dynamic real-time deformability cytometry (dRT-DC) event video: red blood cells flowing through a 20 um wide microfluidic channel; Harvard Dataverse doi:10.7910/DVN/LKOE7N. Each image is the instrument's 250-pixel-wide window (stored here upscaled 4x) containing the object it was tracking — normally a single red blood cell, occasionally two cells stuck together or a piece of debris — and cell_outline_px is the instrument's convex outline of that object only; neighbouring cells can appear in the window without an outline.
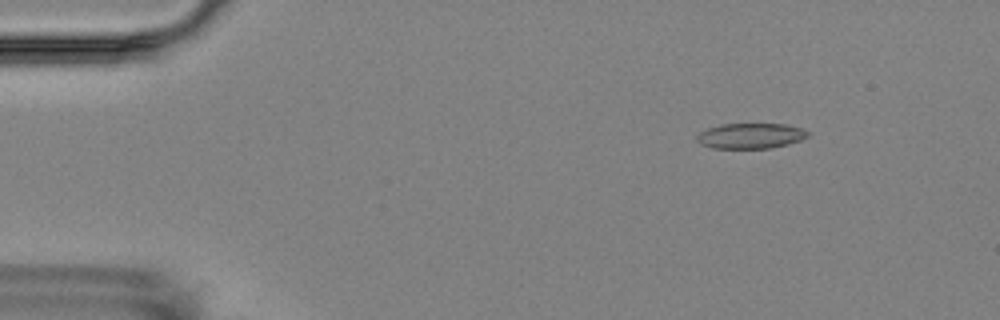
{"species": "Egyptian fruit bat (a non-hibernating species)", "species_latin": "Rousettus aegyptiacus", "temperature_condition": "room temperature", "stored_images_in_passage": 7, "camera_frame_rate_fps": 3000, "um_per_image_px": 0.085, "animal": {"sex": "female"}, "frame": {"image": 1, "passage_image": 2, "time_ms": 1.0, "image_size_px": [1000, 320], "cell_outline_px": [[808, 136], [800, 140], [788, 144], [772, 148], [712, 148], [700, 144], [696, 140], [696, 136], [700, 132], [708, 128], [720, 124], [788, 124], [800, 128], [808, 132]], "centroid_in_image_um": [63.77, 11.55], "position_along_channel_um": 21.2, "area_um2": 16.42}}
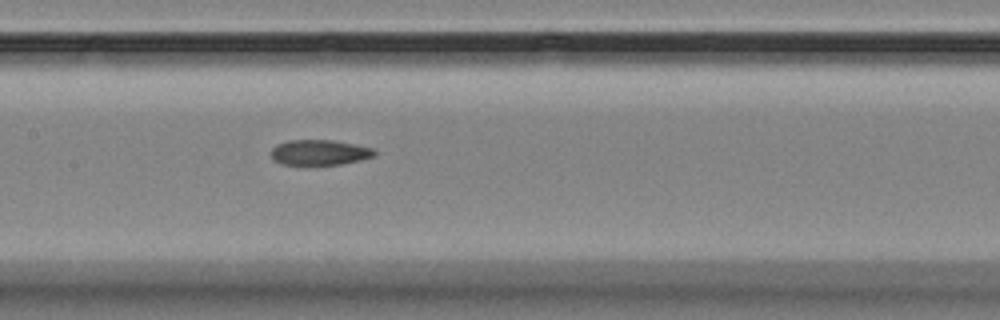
{"frame": {"image": 2, "passage_image": 7, "time_ms": 7.667, "image_size_px": [1000, 320], "cell_outline_px": [[376, 156], [360, 160], [340, 164], [308, 168], [304, 168], [280, 164], [272, 160], [272, 148], [276, 144], [288, 140], [332, 140], [372, 148], [376, 152]], "centroid_in_image_um": [27.08, 13.02], "position_along_channel_um": 180.3, "area_um2": 16.07}}